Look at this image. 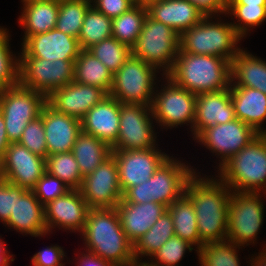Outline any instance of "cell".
Listing matches in <instances>:
<instances>
[{"label": "cell", "instance_id": "20", "mask_svg": "<svg viewBox=\"0 0 266 266\" xmlns=\"http://www.w3.org/2000/svg\"><path fill=\"white\" fill-rule=\"evenodd\" d=\"M41 116L44 125L47 154L70 152L82 133L81 120L60 113L46 103Z\"/></svg>", "mask_w": 266, "mask_h": 266}, {"label": "cell", "instance_id": "33", "mask_svg": "<svg viewBox=\"0 0 266 266\" xmlns=\"http://www.w3.org/2000/svg\"><path fill=\"white\" fill-rule=\"evenodd\" d=\"M175 235L171 215L165 211L152 227L133 245L134 258L151 256L170 238Z\"/></svg>", "mask_w": 266, "mask_h": 266}, {"label": "cell", "instance_id": "3", "mask_svg": "<svg viewBox=\"0 0 266 266\" xmlns=\"http://www.w3.org/2000/svg\"><path fill=\"white\" fill-rule=\"evenodd\" d=\"M230 62L222 57L178 52L173 68L166 74L175 84L199 94L230 87Z\"/></svg>", "mask_w": 266, "mask_h": 266}, {"label": "cell", "instance_id": "8", "mask_svg": "<svg viewBox=\"0 0 266 266\" xmlns=\"http://www.w3.org/2000/svg\"><path fill=\"white\" fill-rule=\"evenodd\" d=\"M179 39L180 35L172 28L147 15L136 44L131 48L132 55L160 69L164 77L177 58Z\"/></svg>", "mask_w": 266, "mask_h": 266}, {"label": "cell", "instance_id": "49", "mask_svg": "<svg viewBox=\"0 0 266 266\" xmlns=\"http://www.w3.org/2000/svg\"><path fill=\"white\" fill-rule=\"evenodd\" d=\"M86 253V254H85ZM85 253L80 254L79 259L77 258L76 264L78 266H114L110 261L104 260L97 255L85 251Z\"/></svg>", "mask_w": 266, "mask_h": 266}, {"label": "cell", "instance_id": "36", "mask_svg": "<svg viewBox=\"0 0 266 266\" xmlns=\"http://www.w3.org/2000/svg\"><path fill=\"white\" fill-rule=\"evenodd\" d=\"M240 246L229 240L203 244L198 253L200 266H240L238 251Z\"/></svg>", "mask_w": 266, "mask_h": 266}, {"label": "cell", "instance_id": "54", "mask_svg": "<svg viewBox=\"0 0 266 266\" xmlns=\"http://www.w3.org/2000/svg\"><path fill=\"white\" fill-rule=\"evenodd\" d=\"M126 266H155V265L151 264L149 261H142L141 262V260L134 259L129 264H127Z\"/></svg>", "mask_w": 266, "mask_h": 266}, {"label": "cell", "instance_id": "7", "mask_svg": "<svg viewBox=\"0 0 266 266\" xmlns=\"http://www.w3.org/2000/svg\"><path fill=\"white\" fill-rule=\"evenodd\" d=\"M159 69L132 54L113 74V83L108 95L121 104H142L150 106L156 88ZM155 86V87H154Z\"/></svg>", "mask_w": 266, "mask_h": 266}, {"label": "cell", "instance_id": "1", "mask_svg": "<svg viewBox=\"0 0 266 266\" xmlns=\"http://www.w3.org/2000/svg\"><path fill=\"white\" fill-rule=\"evenodd\" d=\"M198 173L186 183L185 194L194 205L200 241L205 244L226 240L228 205L233 191L218 177L202 178Z\"/></svg>", "mask_w": 266, "mask_h": 266}, {"label": "cell", "instance_id": "48", "mask_svg": "<svg viewBox=\"0 0 266 266\" xmlns=\"http://www.w3.org/2000/svg\"><path fill=\"white\" fill-rule=\"evenodd\" d=\"M193 3L205 16L218 17L225 14L226 0H189ZM217 15V16H216Z\"/></svg>", "mask_w": 266, "mask_h": 266}, {"label": "cell", "instance_id": "24", "mask_svg": "<svg viewBox=\"0 0 266 266\" xmlns=\"http://www.w3.org/2000/svg\"><path fill=\"white\" fill-rule=\"evenodd\" d=\"M122 229L134 245L153 224L167 211V207L156 202L130 203L123 198L115 207Z\"/></svg>", "mask_w": 266, "mask_h": 266}, {"label": "cell", "instance_id": "19", "mask_svg": "<svg viewBox=\"0 0 266 266\" xmlns=\"http://www.w3.org/2000/svg\"><path fill=\"white\" fill-rule=\"evenodd\" d=\"M107 96L108 93L100 87L73 81L54 90L47 97V103L56 111L81 120L93 106Z\"/></svg>", "mask_w": 266, "mask_h": 266}, {"label": "cell", "instance_id": "22", "mask_svg": "<svg viewBox=\"0 0 266 266\" xmlns=\"http://www.w3.org/2000/svg\"><path fill=\"white\" fill-rule=\"evenodd\" d=\"M196 98L193 139L206 128L236 119L230 87L216 92L199 93Z\"/></svg>", "mask_w": 266, "mask_h": 266}, {"label": "cell", "instance_id": "42", "mask_svg": "<svg viewBox=\"0 0 266 266\" xmlns=\"http://www.w3.org/2000/svg\"><path fill=\"white\" fill-rule=\"evenodd\" d=\"M195 250L189 242L174 235L168 239L148 260L155 266H179V262L185 255V252Z\"/></svg>", "mask_w": 266, "mask_h": 266}, {"label": "cell", "instance_id": "37", "mask_svg": "<svg viewBox=\"0 0 266 266\" xmlns=\"http://www.w3.org/2000/svg\"><path fill=\"white\" fill-rule=\"evenodd\" d=\"M92 6L91 0H59L56 29L78 38L86 12Z\"/></svg>", "mask_w": 266, "mask_h": 266}, {"label": "cell", "instance_id": "9", "mask_svg": "<svg viewBox=\"0 0 266 266\" xmlns=\"http://www.w3.org/2000/svg\"><path fill=\"white\" fill-rule=\"evenodd\" d=\"M47 97L37 91L16 85L0 89V111L10 143L18 142L27 124L40 116Z\"/></svg>", "mask_w": 266, "mask_h": 266}, {"label": "cell", "instance_id": "25", "mask_svg": "<svg viewBox=\"0 0 266 266\" xmlns=\"http://www.w3.org/2000/svg\"><path fill=\"white\" fill-rule=\"evenodd\" d=\"M145 6L150 18L168 25L179 35L205 17L189 0H160Z\"/></svg>", "mask_w": 266, "mask_h": 266}, {"label": "cell", "instance_id": "41", "mask_svg": "<svg viewBox=\"0 0 266 266\" xmlns=\"http://www.w3.org/2000/svg\"><path fill=\"white\" fill-rule=\"evenodd\" d=\"M9 32L0 29V89L19 85L20 57L10 51Z\"/></svg>", "mask_w": 266, "mask_h": 266}, {"label": "cell", "instance_id": "40", "mask_svg": "<svg viewBox=\"0 0 266 266\" xmlns=\"http://www.w3.org/2000/svg\"><path fill=\"white\" fill-rule=\"evenodd\" d=\"M237 18V22L235 21L231 24L235 28L236 32L244 38L246 37L249 28L254 26H260L266 20V5H245V4H226L225 15Z\"/></svg>", "mask_w": 266, "mask_h": 266}, {"label": "cell", "instance_id": "55", "mask_svg": "<svg viewBox=\"0 0 266 266\" xmlns=\"http://www.w3.org/2000/svg\"><path fill=\"white\" fill-rule=\"evenodd\" d=\"M44 1H49V0H21L22 4H32V3L44 2Z\"/></svg>", "mask_w": 266, "mask_h": 266}, {"label": "cell", "instance_id": "56", "mask_svg": "<svg viewBox=\"0 0 266 266\" xmlns=\"http://www.w3.org/2000/svg\"><path fill=\"white\" fill-rule=\"evenodd\" d=\"M131 1L134 5H143V0H129Z\"/></svg>", "mask_w": 266, "mask_h": 266}, {"label": "cell", "instance_id": "23", "mask_svg": "<svg viewBox=\"0 0 266 266\" xmlns=\"http://www.w3.org/2000/svg\"><path fill=\"white\" fill-rule=\"evenodd\" d=\"M120 102L108 95L81 119L82 132L112 146L118 138Z\"/></svg>", "mask_w": 266, "mask_h": 266}, {"label": "cell", "instance_id": "13", "mask_svg": "<svg viewBox=\"0 0 266 266\" xmlns=\"http://www.w3.org/2000/svg\"><path fill=\"white\" fill-rule=\"evenodd\" d=\"M153 113L150 106L142 104H121L117 141L112 150H140L155 148L156 134L153 129ZM154 126V127H152Z\"/></svg>", "mask_w": 266, "mask_h": 266}, {"label": "cell", "instance_id": "30", "mask_svg": "<svg viewBox=\"0 0 266 266\" xmlns=\"http://www.w3.org/2000/svg\"><path fill=\"white\" fill-rule=\"evenodd\" d=\"M71 152L75 156L81 175L85 177L112 155V147L105 141L82 132L76 138Z\"/></svg>", "mask_w": 266, "mask_h": 266}, {"label": "cell", "instance_id": "6", "mask_svg": "<svg viewBox=\"0 0 266 266\" xmlns=\"http://www.w3.org/2000/svg\"><path fill=\"white\" fill-rule=\"evenodd\" d=\"M212 18L215 19V16H205L180 35L179 52L222 57L231 63L241 50L237 44L242 37L231 22L222 23L219 19L212 22Z\"/></svg>", "mask_w": 266, "mask_h": 266}, {"label": "cell", "instance_id": "51", "mask_svg": "<svg viewBox=\"0 0 266 266\" xmlns=\"http://www.w3.org/2000/svg\"><path fill=\"white\" fill-rule=\"evenodd\" d=\"M13 254L10 255L6 249V244L0 238V266H10V263L15 259L12 258Z\"/></svg>", "mask_w": 266, "mask_h": 266}, {"label": "cell", "instance_id": "16", "mask_svg": "<svg viewBox=\"0 0 266 266\" xmlns=\"http://www.w3.org/2000/svg\"><path fill=\"white\" fill-rule=\"evenodd\" d=\"M46 172V159L18 142L10 143L0 161V178L32 191Z\"/></svg>", "mask_w": 266, "mask_h": 266}, {"label": "cell", "instance_id": "31", "mask_svg": "<svg viewBox=\"0 0 266 266\" xmlns=\"http://www.w3.org/2000/svg\"><path fill=\"white\" fill-rule=\"evenodd\" d=\"M73 81L100 87L109 94L113 83V73L91 52L81 49L74 62Z\"/></svg>", "mask_w": 266, "mask_h": 266}, {"label": "cell", "instance_id": "2", "mask_svg": "<svg viewBox=\"0 0 266 266\" xmlns=\"http://www.w3.org/2000/svg\"><path fill=\"white\" fill-rule=\"evenodd\" d=\"M80 235L87 252L110 261L114 266H126L135 259L133 244L122 229L115 208L89 209Z\"/></svg>", "mask_w": 266, "mask_h": 266}, {"label": "cell", "instance_id": "10", "mask_svg": "<svg viewBox=\"0 0 266 266\" xmlns=\"http://www.w3.org/2000/svg\"><path fill=\"white\" fill-rule=\"evenodd\" d=\"M19 84L48 97L54 90L70 84L74 79L75 60L50 61L29 56L22 48Z\"/></svg>", "mask_w": 266, "mask_h": 266}, {"label": "cell", "instance_id": "34", "mask_svg": "<svg viewBox=\"0 0 266 266\" xmlns=\"http://www.w3.org/2000/svg\"><path fill=\"white\" fill-rule=\"evenodd\" d=\"M147 16L145 5H134L112 19V37L132 48L138 39Z\"/></svg>", "mask_w": 266, "mask_h": 266}, {"label": "cell", "instance_id": "46", "mask_svg": "<svg viewBox=\"0 0 266 266\" xmlns=\"http://www.w3.org/2000/svg\"><path fill=\"white\" fill-rule=\"evenodd\" d=\"M64 256L63 247L53 245L34 254L31 261L33 266H65Z\"/></svg>", "mask_w": 266, "mask_h": 266}, {"label": "cell", "instance_id": "14", "mask_svg": "<svg viewBox=\"0 0 266 266\" xmlns=\"http://www.w3.org/2000/svg\"><path fill=\"white\" fill-rule=\"evenodd\" d=\"M79 191L89 209L115 208L122 200L117 163L113 155L86 175Z\"/></svg>", "mask_w": 266, "mask_h": 266}, {"label": "cell", "instance_id": "12", "mask_svg": "<svg viewBox=\"0 0 266 266\" xmlns=\"http://www.w3.org/2000/svg\"><path fill=\"white\" fill-rule=\"evenodd\" d=\"M166 86H162L154 93L151 105L153 117L159 126L163 128H174L187 124L191 126L193 135V125L196 114V94L183 89L175 84L166 75Z\"/></svg>", "mask_w": 266, "mask_h": 266}, {"label": "cell", "instance_id": "26", "mask_svg": "<svg viewBox=\"0 0 266 266\" xmlns=\"http://www.w3.org/2000/svg\"><path fill=\"white\" fill-rule=\"evenodd\" d=\"M13 228L21 234L33 237L48 235L45 223L44 206L33 191L25 190L21 195H15L14 212H11L5 227Z\"/></svg>", "mask_w": 266, "mask_h": 266}, {"label": "cell", "instance_id": "17", "mask_svg": "<svg viewBox=\"0 0 266 266\" xmlns=\"http://www.w3.org/2000/svg\"><path fill=\"white\" fill-rule=\"evenodd\" d=\"M118 173L121 191L147 181L169 157L157 147L140 150H112Z\"/></svg>", "mask_w": 266, "mask_h": 266}, {"label": "cell", "instance_id": "39", "mask_svg": "<svg viewBox=\"0 0 266 266\" xmlns=\"http://www.w3.org/2000/svg\"><path fill=\"white\" fill-rule=\"evenodd\" d=\"M99 59L113 74L117 72L132 54L126 44L119 42L114 37L104 39L88 49Z\"/></svg>", "mask_w": 266, "mask_h": 266}, {"label": "cell", "instance_id": "5", "mask_svg": "<svg viewBox=\"0 0 266 266\" xmlns=\"http://www.w3.org/2000/svg\"><path fill=\"white\" fill-rule=\"evenodd\" d=\"M172 157H168L147 181L129 188L123 199L137 204L156 202L168 207L182 196L196 169Z\"/></svg>", "mask_w": 266, "mask_h": 266}, {"label": "cell", "instance_id": "44", "mask_svg": "<svg viewBox=\"0 0 266 266\" xmlns=\"http://www.w3.org/2000/svg\"><path fill=\"white\" fill-rule=\"evenodd\" d=\"M69 190L70 188L62 180L46 171L37 181L32 191L40 203L45 206L54 199L64 195Z\"/></svg>", "mask_w": 266, "mask_h": 266}, {"label": "cell", "instance_id": "45", "mask_svg": "<svg viewBox=\"0 0 266 266\" xmlns=\"http://www.w3.org/2000/svg\"><path fill=\"white\" fill-rule=\"evenodd\" d=\"M25 189L0 178V221L5 224L11 212H14L15 195H21Z\"/></svg>", "mask_w": 266, "mask_h": 266}, {"label": "cell", "instance_id": "38", "mask_svg": "<svg viewBox=\"0 0 266 266\" xmlns=\"http://www.w3.org/2000/svg\"><path fill=\"white\" fill-rule=\"evenodd\" d=\"M46 171L62 180L70 189L79 190L83 176L72 152L48 155Z\"/></svg>", "mask_w": 266, "mask_h": 266}, {"label": "cell", "instance_id": "15", "mask_svg": "<svg viewBox=\"0 0 266 266\" xmlns=\"http://www.w3.org/2000/svg\"><path fill=\"white\" fill-rule=\"evenodd\" d=\"M257 135L258 133L251 126L239 119H234L202 130L194 140L221 157L218 163L220 168Z\"/></svg>", "mask_w": 266, "mask_h": 266}, {"label": "cell", "instance_id": "52", "mask_svg": "<svg viewBox=\"0 0 266 266\" xmlns=\"http://www.w3.org/2000/svg\"><path fill=\"white\" fill-rule=\"evenodd\" d=\"M251 259V266H266V248H263L255 257L253 254Z\"/></svg>", "mask_w": 266, "mask_h": 266}, {"label": "cell", "instance_id": "28", "mask_svg": "<svg viewBox=\"0 0 266 266\" xmlns=\"http://www.w3.org/2000/svg\"><path fill=\"white\" fill-rule=\"evenodd\" d=\"M230 72V86L248 87L266 94V61L242 48L231 60Z\"/></svg>", "mask_w": 266, "mask_h": 266}, {"label": "cell", "instance_id": "43", "mask_svg": "<svg viewBox=\"0 0 266 266\" xmlns=\"http://www.w3.org/2000/svg\"><path fill=\"white\" fill-rule=\"evenodd\" d=\"M18 143L22 144L33 154L47 158V145L41 114L27 124Z\"/></svg>", "mask_w": 266, "mask_h": 266}, {"label": "cell", "instance_id": "47", "mask_svg": "<svg viewBox=\"0 0 266 266\" xmlns=\"http://www.w3.org/2000/svg\"><path fill=\"white\" fill-rule=\"evenodd\" d=\"M92 6L113 19L127 12L134 4L129 0H91Z\"/></svg>", "mask_w": 266, "mask_h": 266}, {"label": "cell", "instance_id": "57", "mask_svg": "<svg viewBox=\"0 0 266 266\" xmlns=\"http://www.w3.org/2000/svg\"><path fill=\"white\" fill-rule=\"evenodd\" d=\"M156 1H160V0H143V5H147V4H150L152 2H156Z\"/></svg>", "mask_w": 266, "mask_h": 266}, {"label": "cell", "instance_id": "21", "mask_svg": "<svg viewBox=\"0 0 266 266\" xmlns=\"http://www.w3.org/2000/svg\"><path fill=\"white\" fill-rule=\"evenodd\" d=\"M22 49L31 57L50 61L76 60L80 52L78 38L64 34L56 28L30 36Z\"/></svg>", "mask_w": 266, "mask_h": 266}, {"label": "cell", "instance_id": "29", "mask_svg": "<svg viewBox=\"0 0 266 266\" xmlns=\"http://www.w3.org/2000/svg\"><path fill=\"white\" fill-rule=\"evenodd\" d=\"M18 23L24 32L21 45L30 37L45 33L56 27L59 13V0H49L32 4H23ZM25 29V30H24Z\"/></svg>", "mask_w": 266, "mask_h": 266}, {"label": "cell", "instance_id": "11", "mask_svg": "<svg viewBox=\"0 0 266 266\" xmlns=\"http://www.w3.org/2000/svg\"><path fill=\"white\" fill-rule=\"evenodd\" d=\"M261 197L260 193L232 192L228 205L227 240L241 248L256 244L254 241L257 240L264 220Z\"/></svg>", "mask_w": 266, "mask_h": 266}, {"label": "cell", "instance_id": "35", "mask_svg": "<svg viewBox=\"0 0 266 266\" xmlns=\"http://www.w3.org/2000/svg\"><path fill=\"white\" fill-rule=\"evenodd\" d=\"M112 37V19L91 6L85 14L78 36L80 49L88 50L98 42Z\"/></svg>", "mask_w": 266, "mask_h": 266}, {"label": "cell", "instance_id": "4", "mask_svg": "<svg viewBox=\"0 0 266 266\" xmlns=\"http://www.w3.org/2000/svg\"><path fill=\"white\" fill-rule=\"evenodd\" d=\"M217 177L233 192H266V133L258 134L220 168Z\"/></svg>", "mask_w": 266, "mask_h": 266}, {"label": "cell", "instance_id": "18", "mask_svg": "<svg viewBox=\"0 0 266 266\" xmlns=\"http://www.w3.org/2000/svg\"><path fill=\"white\" fill-rule=\"evenodd\" d=\"M88 205L79 190L70 189L64 195L54 199L44 206L46 229L52 233V228L82 233Z\"/></svg>", "mask_w": 266, "mask_h": 266}, {"label": "cell", "instance_id": "27", "mask_svg": "<svg viewBox=\"0 0 266 266\" xmlns=\"http://www.w3.org/2000/svg\"><path fill=\"white\" fill-rule=\"evenodd\" d=\"M230 95L236 119L251 126L258 134L266 133L262 126L266 119V94L248 87L230 86Z\"/></svg>", "mask_w": 266, "mask_h": 266}, {"label": "cell", "instance_id": "53", "mask_svg": "<svg viewBox=\"0 0 266 266\" xmlns=\"http://www.w3.org/2000/svg\"><path fill=\"white\" fill-rule=\"evenodd\" d=\"M226 4L266 5V0H226Z\"/></svg>", "mask_w": 266, "mask_h": 266}, {"label": "cell", "instance_id": "32", "mask_svg": "<svg viewBox=\"0 0 266 266\" xmlns=\"http://www.w3.org/2000/svg\"><path fill=\"white\" fill-rule=\"evenodd\" d=\"M167 211L172 217L175 235L197 246L195 249L198 250L203 243L200 241L194 205L190 198L184 193L167 207Z\"/></svg>", "mask_w": 266, "mask_h": 266}, {"label": "cell", "instance_id": "50", "mask_svg": "<svg viewBox=\"0 0 266 266\" xmlns=\"http://www.w3.org/2000/svg\"><path fill=\"white\" fill-rule=\"evenodd\" d=\"M9 145L10 142L6 133L5 121L0 111V161L3 159Z\"/></svg>", "mask_w": 266, "mask_h": 266}]
</instances>
